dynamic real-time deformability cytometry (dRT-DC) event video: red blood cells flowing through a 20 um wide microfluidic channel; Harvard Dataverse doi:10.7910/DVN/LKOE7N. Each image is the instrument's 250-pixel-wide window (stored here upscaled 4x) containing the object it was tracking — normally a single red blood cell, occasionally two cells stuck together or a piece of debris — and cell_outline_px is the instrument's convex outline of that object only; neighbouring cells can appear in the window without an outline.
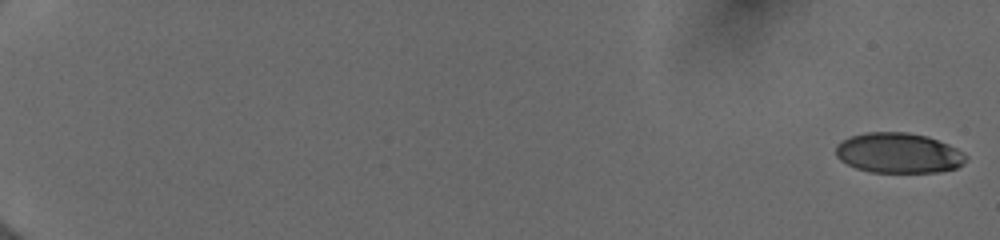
{"species": "human", "species_latin": "Homo sapiens", "temperature_condition": "cold", "stored_images_in_passage": 20, "camera_frame_rate_fps": 3000, "um_per_image_px": 0.085, "donor": {"sex": "female"}, "frame": {"image": 1, "passage_image": 1, "time_ms": 0.0, "image_size_px": [1000, 240], "cell_outline_px": [[968, 156], [964, 164], [956, 168], [940, 172], [872, 172], [856, 168], [840, 160], [836, 156], [836, 144], [852, 136], [864, 132], [908, 132], [928, 136], [948, 144], [964, 152]], "centroid_in_image_um": [76.41, 13.0], "position_along_channel_um": 8.6, "area_um2": 30.63}}